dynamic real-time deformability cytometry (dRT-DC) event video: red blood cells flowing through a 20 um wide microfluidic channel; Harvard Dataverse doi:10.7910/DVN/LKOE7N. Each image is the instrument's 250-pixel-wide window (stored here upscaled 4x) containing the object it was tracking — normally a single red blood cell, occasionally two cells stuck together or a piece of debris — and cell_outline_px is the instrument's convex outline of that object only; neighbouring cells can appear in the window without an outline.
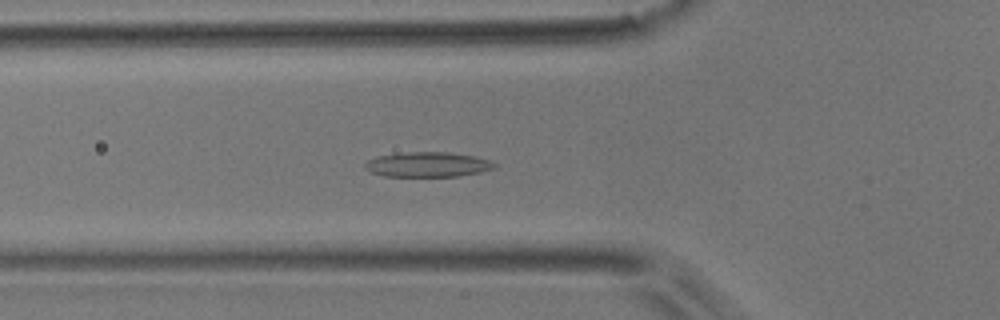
{"species": "common noctule bat (a hibernating species)", "species_latin": "Nyctalus noctula", "temperature_condition": "room temperature", "stored_images_in_passage": 53, "camera_frame_rate_fps": 3000, "um_per_image_px": 0.085, "animal": {"sex": "male", "body_mass_g": 17.9}, "frame": {"image": 1, "passage_image": 18, "time_ms": 5.667, "image_size_px": [1000, 320], "cell_outline_px": [[496, 168], [480, 172], [456, 176], [384, 176], [372, 172], [364, 168], [364, 164], [368, 160], [376, 156], [408, 152], [448, 152], [476, 156], [488, 160], [496, 164]], "centroid_in_image_um": [36.35, 13.98], "position_along_channel_um": 89.4, "area_um2": 18.73}}
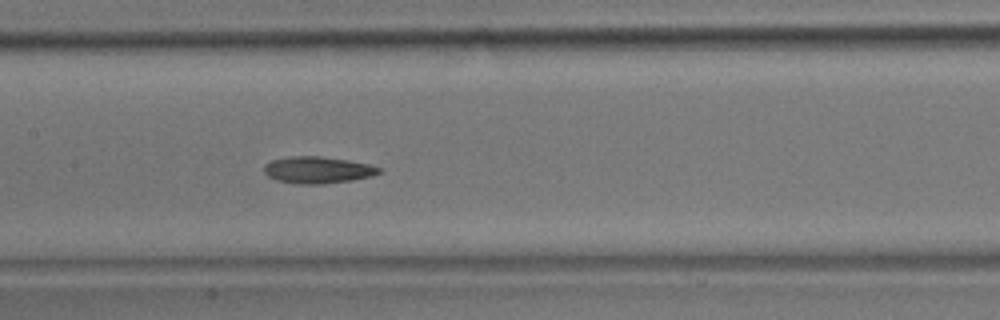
{"frame": {"image": 2, "passage_image": 25, "time_ms": 8.0, "image_size_px": [1000, 320], "cell_outline_px": [[380, 172], [372, 176], [352, 180], [324, 184], [300, 184], [276, 180], [268, 176], [264, 172], [264, 164], [272, 160], [292, 156], [320, 156], [348, 160], [368, 164], [380, 168]], "centroid_in_image_um": [26.98, 14.45], "position_along_channel_um": 180.4, "area_um2": 17.86}}
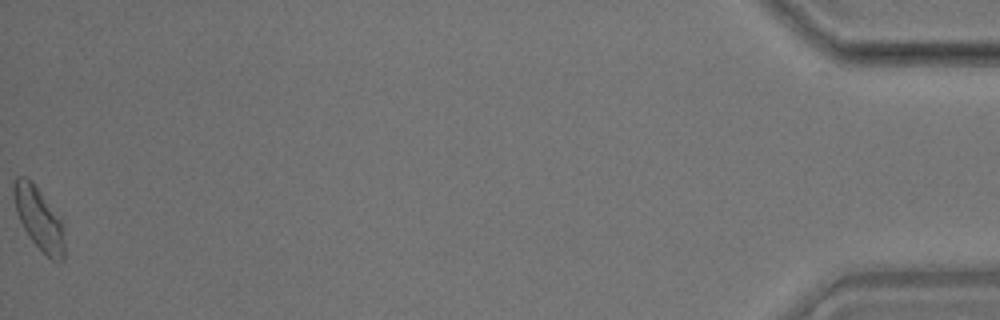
{"frame": {"image": 3, "passage_image": 52, "time_ms": 17.0, "image_size_px": [1000, 320], "cell_outline_px": [[64, 260], [52, 260], [28, 236], [16, 212], [12, 196], [12, 184], [16, 176], [28, 176], [32, 180], [64, 220]], "centroid_in_image_um": [3.31, 18.49], "position_along_channel_um": 431.9, "area_um2": 19.02}}